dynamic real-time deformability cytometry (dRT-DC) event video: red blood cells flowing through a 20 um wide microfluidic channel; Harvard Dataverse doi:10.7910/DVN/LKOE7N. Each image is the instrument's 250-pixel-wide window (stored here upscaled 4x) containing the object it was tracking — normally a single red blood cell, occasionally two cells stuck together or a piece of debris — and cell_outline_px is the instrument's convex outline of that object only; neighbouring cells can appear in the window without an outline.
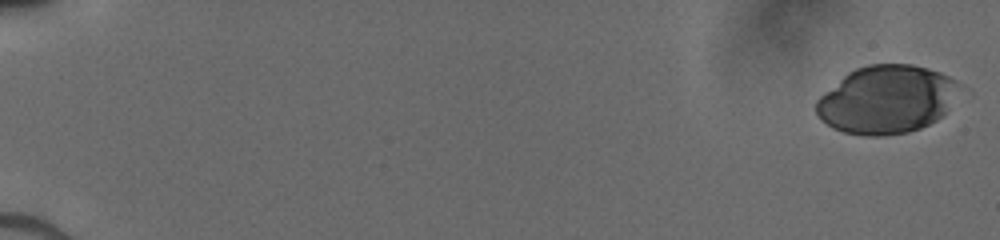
{"species": "human", "species_latin": "Homo sapiens", "temperature_condition": "cold", "stored_images_in_passage": 11, "camera_frame_rate_fps": 3000, "um_per_image_px": 0.085, "donor": {"sex": "male"}, "frame": {"image": 1, "passage_image": 1, "time_ms": 0.0, "image_size_px": [1000, 240], "cell_outline_px": [[960, 84], [944, 112], [936, 120], [920, 128], [908, 132], [880, 136], [864, 136], [844, 132], [832, 128], [820, 120], [816, 112], [816, 100], [820, 96], [848, 72], [856, 68], [868, 64], [912, 64], [928, 68], [940, 72], [956, 80]], "centroid_in_image_um": [75.31, 8.46], "position_along_channel_um": 9.7, "area_um2": 56.41}}
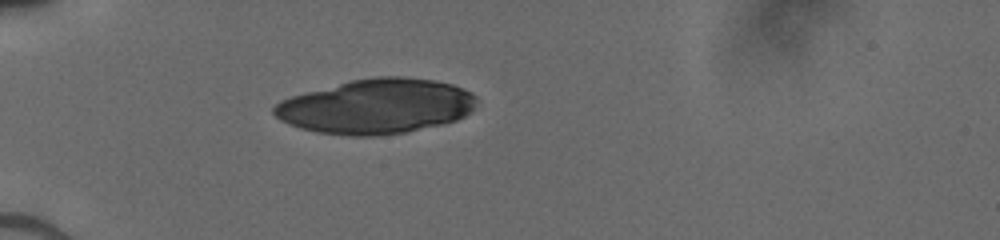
{"frame": {"image": 2, "passage_image": 7, "time_ms": 5.333, "image_size_px": [1000, 240], "cell_outline_px": [[476, 100], [472, 108], [464, 116], [456, 120], [444, 124], [404, 132], [376, 136], [352, 136], [316, 132], [300, 128], [288, 124], [280, 120], [272, 112], [272, 108], [280, 100], [292, 96], [352, 80], [376, 76], [400, 76], [432, 80], [452, 84], [472, 92], [476, 96]], "centroid_in_image_um": [31.97, 9.04], "position_along_channel_um": 53.0, "area_um2": 64.45}}